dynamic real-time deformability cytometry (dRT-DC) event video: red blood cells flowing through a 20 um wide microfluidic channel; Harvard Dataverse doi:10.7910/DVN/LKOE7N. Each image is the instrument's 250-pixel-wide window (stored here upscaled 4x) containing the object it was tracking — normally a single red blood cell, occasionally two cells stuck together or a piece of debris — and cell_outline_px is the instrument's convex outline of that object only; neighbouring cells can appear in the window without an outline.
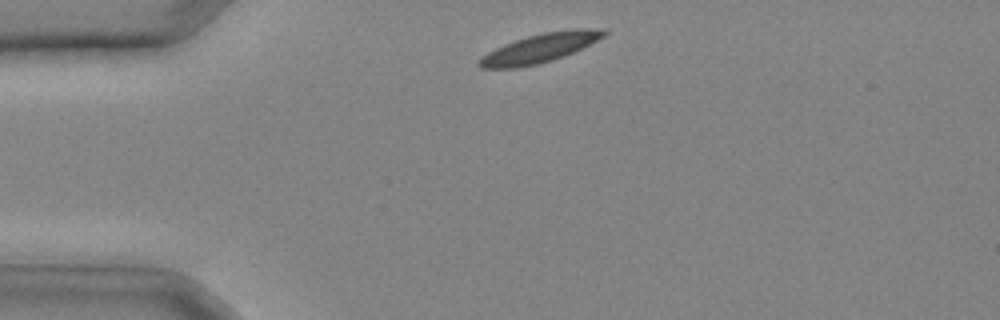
{"species": "common noctule bat (a hibernating species)", "species_latin": "Nyctalus noctula", "temperature_condition": "cold", "stored_images_in_passage": 22, "camera_frame_rate_fps": 3000, "um_per_image_px": 0.085, "animal": {"sex": "male", "body_mass_g": 20.4}, "frame": {"image": 1, "passage_image": 1, "time_ms": 0.0, "image_size_px": [1000, 320], "cell_outline_px": [[608, 32], [604, 36], [564, 56], [552, 60], [536, 64], [516, 68], [480, 68], [476, 64], [476, 60], [488, 52], [504, 44], [528, 36], [544, 32], [572, 28], [608, 28]], "centroid_in_image_um": [45.88, 4.07], "position_along_channel_um": 39.1, "area_um2": 20.98}}
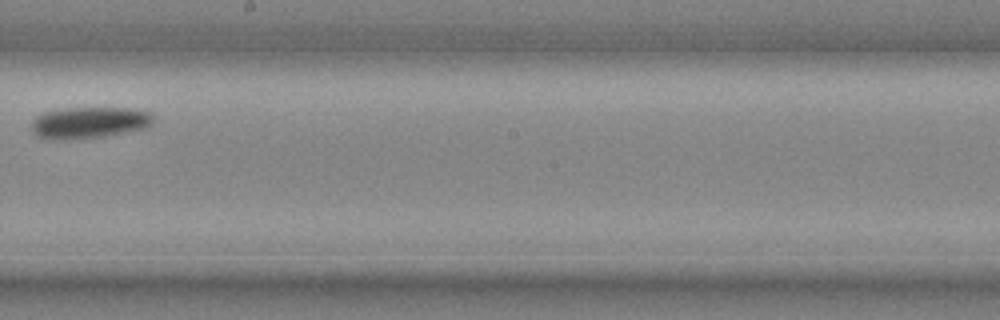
{"frame": {"image": 2, "passage_image": 13, "time_ms": 4.0, "image_size_px": [1000, 320], "cell_outline_px": [[152, 124], [148, 128], [100, 136], [36, 136], [32, 132], [32, 120], [36, 116], [44, 112], [68, 108], [128, 108], [152, 112]], "centroid_in_image_um": [7.67, 10.35], "position_along_channel_um": 240.5, "area_um2": 21.21}}
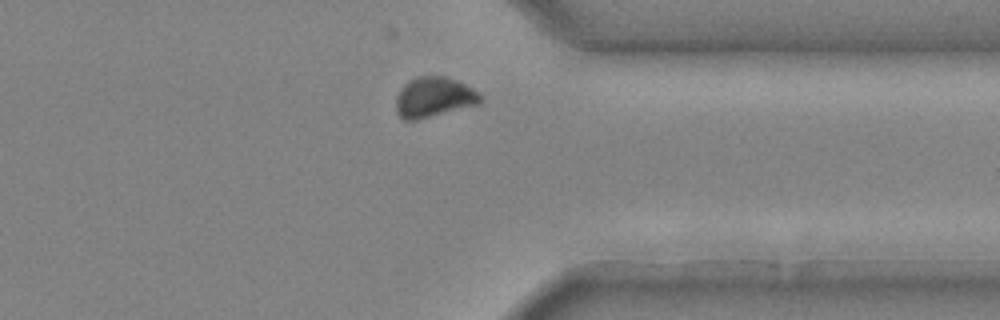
{"frame": {"image": 3, "passage_image": 20, "time_ms": 6.333, "image_size_px": [1000, 320], "cell_outline_px": [[480, 104], [416, 120], [404, 120], [396, 112], [396, 96], [404, 84], [408, 80], [420, 76], [444, 76], [456, 80], [472, 88], [480, 96]], "centroid_in_image_um": [36.84, 8.27], "position_along_channel_um": 374.6, "area_um2": 19.59}}